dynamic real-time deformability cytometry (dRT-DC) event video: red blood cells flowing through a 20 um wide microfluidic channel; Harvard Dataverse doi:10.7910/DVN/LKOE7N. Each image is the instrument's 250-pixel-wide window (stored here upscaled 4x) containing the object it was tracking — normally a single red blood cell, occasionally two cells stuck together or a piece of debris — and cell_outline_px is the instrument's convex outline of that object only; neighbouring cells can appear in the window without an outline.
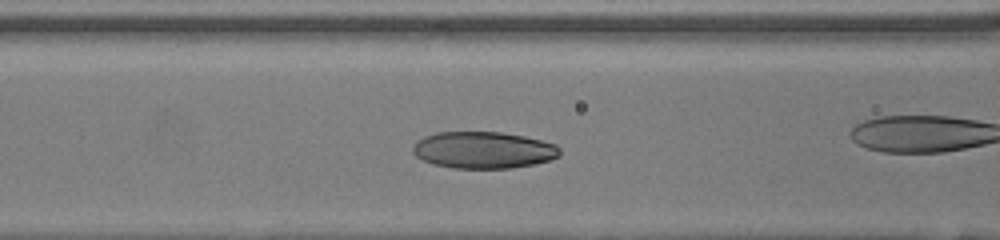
{"species": "human", "species_latin": "Homo sapiens", "temperature_condition": "room temperature", "stored_images_in_passage": 38, "camera_frame_rate_fps": 3000, "um_per_image_px": 0.085, "donor": {"sex": "female"}, "frame": {"image": 1, "passage_image": 15, "time_ms": 4.667, "image_size_px": [1000, 240], "cell_outline_px": [[560, 156], [552, 160], [536, 164], [512, 168], [452, 168], [432, 164], [416, 156], [412, 152], [412, 148], [416, 140], [424, 136], [436, 132], [500, 132], [524, 136], [556, 144], [560, 148]], "centroid_in_image_um": [41.09, 12.76], "position_along_channel_um": 125.5, "area_um2": 31.79}}
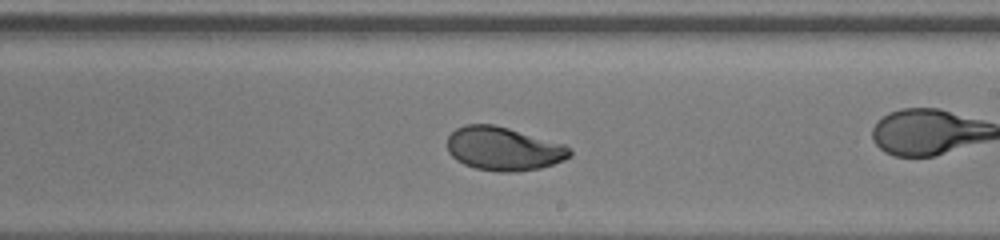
{"frame": {"image": 2, "passage_image": 24, "time_ms": 7.667, "image_size_px": [1000, 240], "cell_outline_px": [[572, 156], [564, 160], [540, 168], [516, 172], [500, 172], [476, 168], [464, 164], [456, 160], [448, 152], [448, 136], [456, 128], [464, 124], [492, 124], [508, 128], [564, 144], [572, 148]], "centroid_in_image_um": [42.81, 12.64], "position_along_channel_um": 246.2, "area_um2": 31.15}}
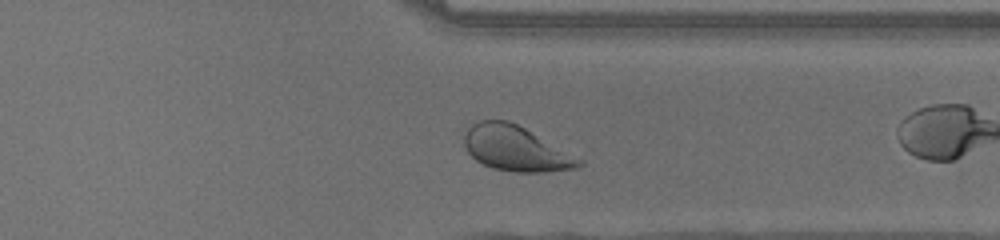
{"frame": {"image": 3, "passage_image": 33, "time_ms": 10.667, "image_size_px": [1000, 240], "cell_outline_px": [[584, 164], [580, 168], [548, 172], [512, 172], [492, 168], [476, 160], [468, 152], [464, 144], [460, 132], [472, 124], [480, 120], [508, 120], [524, 128], [584, 160]], "centroid_in_image_um": [43.81, 12.63], "position_along_channel_um": 367.6, "area_um2": 30.46}, "authors_computed_cell_mechanics": {"area_um2": 31.4432, "velocity_mm_per_s": 4.0357, "shape_relaxation_time_tau1_ms": 3.5045, "shape_relaxation_time_tau2_ms": 1.5381, "deformation_change_tau1": 0.1531, "deformation_change_tau2": 0.0603}}